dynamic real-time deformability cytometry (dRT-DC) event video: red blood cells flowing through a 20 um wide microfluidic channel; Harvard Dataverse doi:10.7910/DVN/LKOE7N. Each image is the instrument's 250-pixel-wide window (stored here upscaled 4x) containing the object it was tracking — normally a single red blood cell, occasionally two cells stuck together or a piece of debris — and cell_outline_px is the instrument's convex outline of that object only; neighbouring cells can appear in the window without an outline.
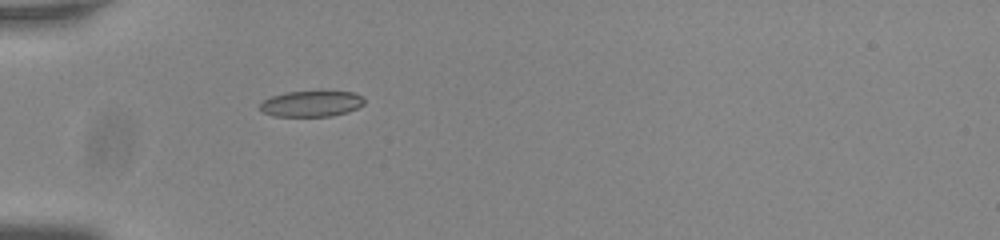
{"species": "common noctule bat (a hibernating species)", "species_latin": "Nyctalus noctula", "temperature_condition": "room temperature", "stored_images_in_passage": 38, "camera_frame_rate_fps": 3000, "um_per_image_px": 0.085, "animal": {"sex": "male", "body_mass_g": 20.0, "forearm_length_mm": 53.3}, "frame": {"image": 1, "passage_image": 1, "time_ms": 0.0, "image_size_px": [1000, 240], "cell_outline_px": [[364, 104], [348, 112], [332, 116], [272, 116], [264, 112], [260, 108], [260, 104], [264, 100], [272, 96], [284, 92], [352, 92], [364, 96]], "centroid_in_image_um": [26.48, 8.82], "position_along_channel_um": 58.5, "area_um2": 15.61}}
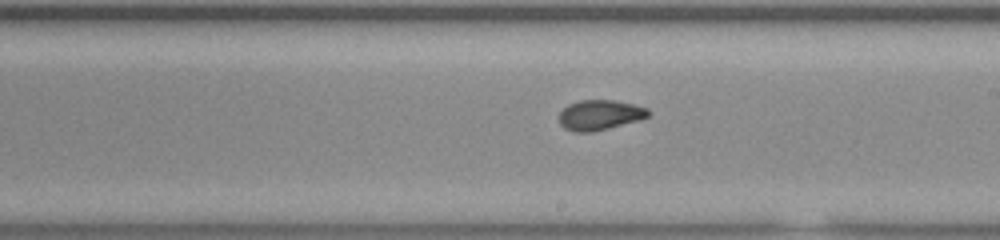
{"frame": {"image": 2, "passage_image": 16, "time_ms": 5.0, "image_size_px": [1000, 240], "cell_outline_px": [[652, 112], [648, 116], [640, 120], [592, 132], [576, 132], [564, 128], [560, 124], [560, 112], [568, 104], [580, 100], [612, 100], [632, 104], [648, 108]], "centroid_in_image_um": [51.0, 9.77], "position_along_channel_um": 238.0, "area_um2": 15.61}}
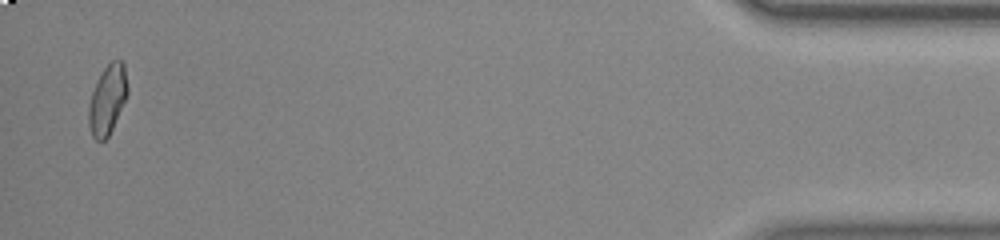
{"frame": {"image": 3, "passage_image": 37, "time_ms": 12.0, "image_size_px": [1000, 240], "cell_outline_px": [[128, 92], [112, 128], [108, 136], [104, 140], [96, 140], [92, 136], [88, 124], [88, 108], [92, 92], [104, 68], [112, 60], [124, 60], [128, 88]], "centroid_in_image_um": [9.13, 8.45], "position_along_channel_um": 426.1, "area_um2": 15.49}, "authors_computed_cell_mechanics": {"area_um2": 15.4904, "velocity_mm_per_s": 3.7818, "shape_relaxation_time_tau1_ms": 4.3425, "shape_relaxation_time_tau2_ms": 1.7087, "deformation_change_tau1": 0.1516, "deformation_change_tau2": 0.061}}